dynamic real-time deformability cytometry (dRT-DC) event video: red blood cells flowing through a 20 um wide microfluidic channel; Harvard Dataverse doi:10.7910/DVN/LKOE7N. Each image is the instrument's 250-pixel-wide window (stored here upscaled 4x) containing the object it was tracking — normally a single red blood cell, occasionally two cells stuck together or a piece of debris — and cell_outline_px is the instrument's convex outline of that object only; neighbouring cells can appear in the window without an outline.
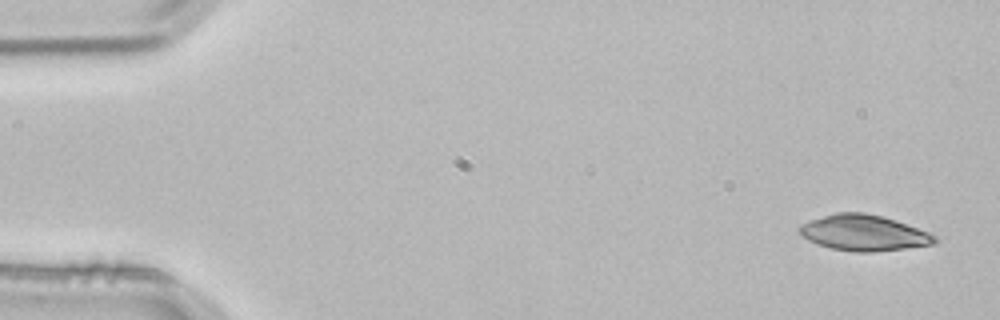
{"species": "common noctule bat (a hibernating species)", "species_latin": "Nyctalus noctula", "temperature_condition": "room temperature", "stored_images_in_passage": 3, "camera_frame_rate_fps": 3000, "um_per_image_px": 0.085, "animal": {"sex": "male", "body_mass_g": 21.5, "forearm_length_mm": 52.0}, "frame": {"image": 1, "passage_image": 1, "time_ms": 0.0, "image_size_px": [1000, 320], "cell_outline_px": [[940, 240], [936, 244], [872, 252], [856, 252], [832, 248], [808, 240], [800, 236], [796, 228], [800, 224], [808, 220], [836, 212], [864, 212], [884, 216], [896, 220], [928, 232], [936, 236]], "centroid_in_image_um": [73.4, 19.78], "position_along_channel_um": 11.6, "area_um2": 28.5}}